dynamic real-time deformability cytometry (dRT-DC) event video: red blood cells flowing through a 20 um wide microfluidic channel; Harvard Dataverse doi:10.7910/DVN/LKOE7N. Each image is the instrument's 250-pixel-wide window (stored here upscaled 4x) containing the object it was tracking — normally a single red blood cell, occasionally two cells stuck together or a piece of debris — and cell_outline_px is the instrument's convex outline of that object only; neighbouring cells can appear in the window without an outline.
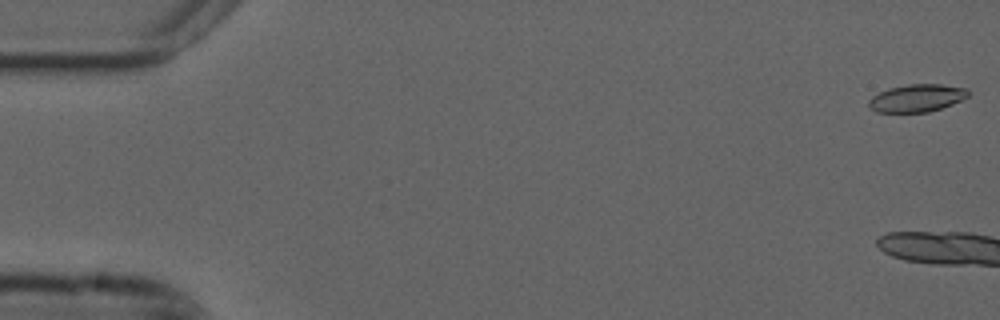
{"species": "common noctule bat (a hibernating species)", "species_latin": "Nyctalus noctula", "temperature_condition": "cold", "stored_images_in_passage": 4, "camera_frame_rate_fps": 3000, "um_per_image_px": 0.085, "animal": {"sex": "male", "forearm_length_mm": 52.5}, "frame": {"image": 1, "passage_image": 1, "time_ms": 0.0, "image_size_px": [1000, 320], "cell_outline_px": [[968, 96], [952, 104], [928, 112], [876, 112], [868, 108], [868, 100], [872, 96], [888, 88], [908, 84], [940, 84], [968, 88]], "centroid_in_image_um": [77.89, 8.33], "position_along_channel_um": 7.1, "area_um2": 16.01}}